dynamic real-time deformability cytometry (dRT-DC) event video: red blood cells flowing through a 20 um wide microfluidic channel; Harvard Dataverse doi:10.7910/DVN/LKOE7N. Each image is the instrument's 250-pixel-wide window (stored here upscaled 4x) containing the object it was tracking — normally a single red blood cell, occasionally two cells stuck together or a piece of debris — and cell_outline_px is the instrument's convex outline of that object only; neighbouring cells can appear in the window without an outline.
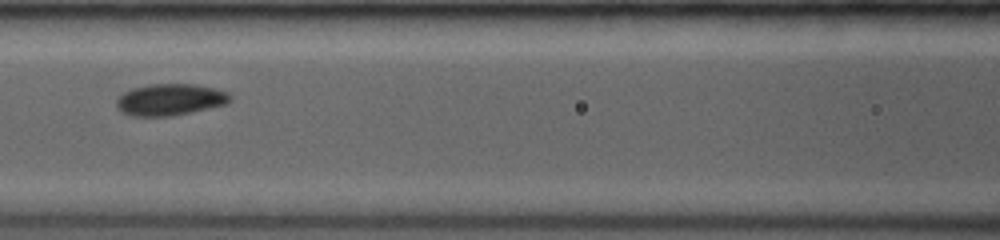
{"species": "common noctule bat (a hibernating species)", "species_latin": "Nyctalus noctula", "temperature_condition": "room temperature", "stored_images_in_passage": 13, "camera_frame_rate_fps": 3500, "um_per_image_px": 0.085, "animal": {"sex": "female", "body_mass_g": 19.0, "forearm_length_mm": 53.3}, "frame": {"image": 1, "passage_image": 8, "time_ms": 2.286, "image_size_px": [1000, 240], "cell_outline_px": [[232, 100], [228, 104], [192, 112], [172, 116], [128, 116], [120, 112], [116, 104], [116, 100], [124, 92], [132, 88], [152, 84], [196, 84], [228, 92], [232, 96]], "centroid_in_image_um": [14.47, 8.48], "position_along_channel_um": 152.1, "area_um2": 21.15}}
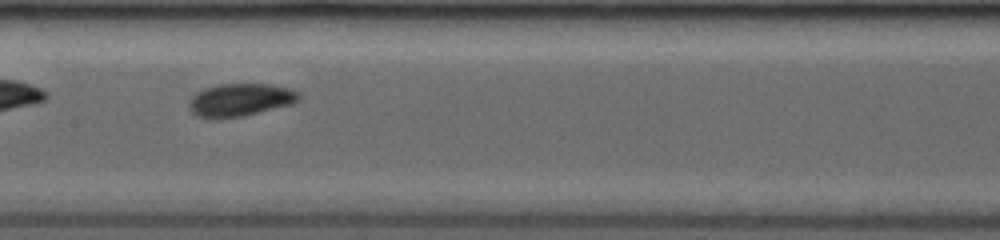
{"frame": {"image": 2, "passage_image": 10, "time_ms": 3.143, "image_size_px": [1000, 240], "cell_outline_px": [[300, 100], [292, 104], [244, 116], [212, 120], [196, 116], [188, 108], [188, 100], [196, 92], [204, 88], [220, 84], [268, 84], [292, 88], [300, 92]], "centroid_in_image_um": [20.4, 8.5], "position_along_channel_um": 187.0, "area_um2": 21.5}}